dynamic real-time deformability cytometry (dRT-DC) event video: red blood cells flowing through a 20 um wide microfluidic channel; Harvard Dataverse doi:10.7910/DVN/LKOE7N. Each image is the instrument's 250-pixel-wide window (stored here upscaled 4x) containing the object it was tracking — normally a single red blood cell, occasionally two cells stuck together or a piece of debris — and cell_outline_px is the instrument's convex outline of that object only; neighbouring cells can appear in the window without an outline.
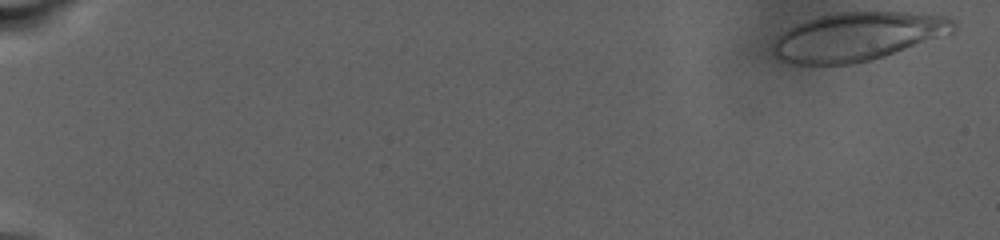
{"species": "human", "species_latin": "Homo sapiens", "temperature_condition": "warm", "stored_images_in_passage": 79, "camera_frame_rate_fps": 3000, "um_per_image_px": 0.085, "donor": {"sex": "male"}, "frame": {"image": 1, "passage_image": 1, "time_ms": 0.0, "image_size_px": [1000, 240], "cell_outline_px": [[956, 28], [952, 32], [884, 56], [852, 64], [792, 64], [780, 60], [772, 52], [772, 44], [776, 36], [788, 28], [796, 24], [820, 16], [840, 12], [912, 12], [948, 16], [956, 24]], "centroid_in_image_um": [72.85, 3.1], "position_along_channel_um": 12.2, "area_um2": 50.75}}
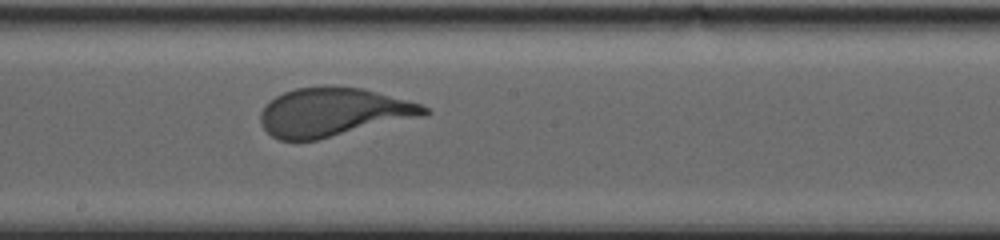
{"frame": {"image": 2, "passage_image": 51, "time_ms": 16.667, "image_size_px": [1000, 240], "cell_outline_px": [[432, 112], [424, 116], [316, 140], [280, 140], [272, 136], [264, 128], [260, 120], [260, 112], [276, 96], [284, 92], [296, 88], [324, 84], [364, 88], [408, 100], [420, 104], [428, 108]], "centroid_in_image_um": [28.35, 9.51], "position_along_channel_um": 219.8, "area_um2": 46.53}}
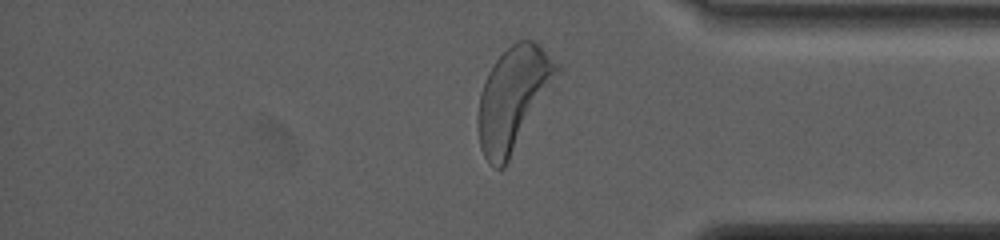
{"frame": {"image": 3, "passage_image": 73, "time_ms": 24.0, "image_size_px": [1000, 240], "cell_outline_px": [[560, 72], [556, 88], [504, 168], [496, 168], [488, 164], [480, 148], [476, 124], [480, 92], [488, 72], [492, 64], [516, 40], [532, 40], [540, 44], [560, 64]], "centroid_in_image_um": [43.69, 8.38], "position_along_channel_um": 391.5, "area_um2": 48.96}}